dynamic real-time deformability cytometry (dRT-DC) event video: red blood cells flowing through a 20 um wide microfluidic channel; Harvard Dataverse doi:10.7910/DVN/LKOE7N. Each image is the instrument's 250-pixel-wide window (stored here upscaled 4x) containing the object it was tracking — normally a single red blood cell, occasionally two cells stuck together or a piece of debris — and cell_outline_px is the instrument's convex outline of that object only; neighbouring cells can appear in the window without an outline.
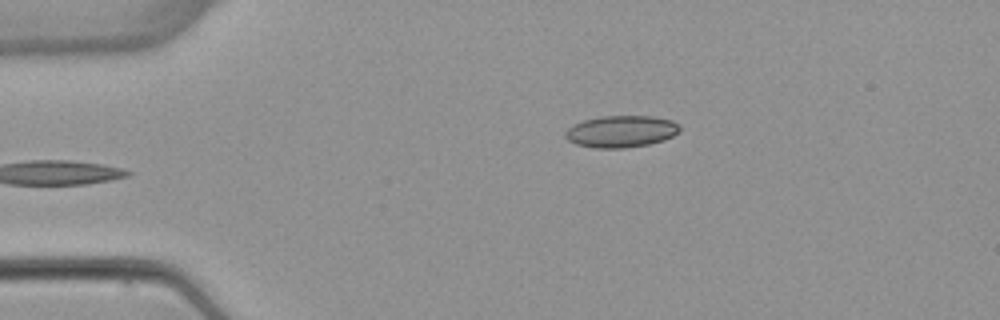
{"species": "common noctule bat (a hibernating species)", "species_latin": "Nyctalus noctula", "temperature_condition": "warm", "stored_images_in_passage": 3, "camera_frame_rate_fps": 3000, "um_per_image_px": 0.085, "animal": {"sex": "female", "body_mass_g": 22.7, "forearm_length_mm": 54.2}, "frame": {"image": 1, "passage_image": 3, "time_ms": 2.333, "image_size_px": [1000, 320], "cell_outline_px": [[680, 132], [664, 140], [648, 144], [624, 148], [592, 148], [576, 144], [568, 140], [564, 136], [564, 132], [568, 128], [584, 120], [604, 116], [652, 116], [672, 120], [680, 128]], "centroid_in_image_um": [52.79, 11.18], "position_along_channel_um": 32.2, "area_um2": 21.15}}